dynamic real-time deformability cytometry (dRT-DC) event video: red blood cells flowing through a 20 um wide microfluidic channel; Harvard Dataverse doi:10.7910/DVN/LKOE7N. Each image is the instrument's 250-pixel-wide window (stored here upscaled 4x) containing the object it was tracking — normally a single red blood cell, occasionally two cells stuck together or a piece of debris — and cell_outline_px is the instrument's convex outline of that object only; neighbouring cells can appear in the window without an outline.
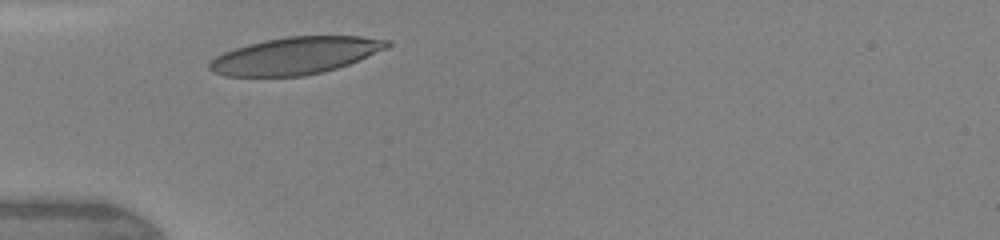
{"species": "human", "species_latin": "Homo sapiens", "temperature_condition": "warm", "stored_images_in_passage": 2, "camera_frame_rate_fps": 3000, "um_per_image_px": 0.085, "donor": {"sex": "female"}, "frame": {"image": 1, "passage_image": 1, "time_ms": 0.0, "image_size_px": [1000, 240], "cell_outline_px": [[392, 44], [388, 48], [348, 64], [336, 68], [304, 76], [224, 76], [212, 72], [208, 68], [208, 64], [216, 56], [224, 52], [248, 44], [264, 40], [288, 36], [360, 36], [392, 40]], "centroid_in_image_um": [25.12, 4.72], "position_along_channel_um": 59.9, "area_um2": 38.38}}